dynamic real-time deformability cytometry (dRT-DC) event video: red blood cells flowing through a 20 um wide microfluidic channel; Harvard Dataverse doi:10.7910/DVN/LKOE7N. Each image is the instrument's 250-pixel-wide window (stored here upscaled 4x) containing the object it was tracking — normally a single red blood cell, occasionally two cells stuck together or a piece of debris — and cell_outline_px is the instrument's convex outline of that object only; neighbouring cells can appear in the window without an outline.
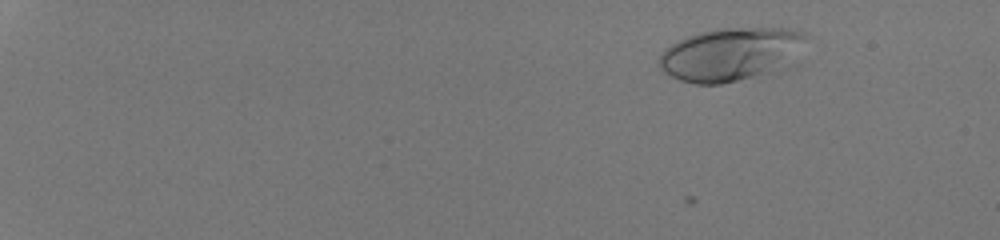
{"species": "human", "species_latin": "Homo sapiens", "temperature_condition": "room temperature", "stored_images_in_passage": 53, "camera_frame_rate_fps": 3000, "um_per_image_px": 0.085, "donor": {"sex": "male"}, "frame": {"image": 1, "passage_image": 8, "time_ms": 2.333, "image_size_px": [1000, 240], "cell_outline_px": [[808, 36], [804, 64], [796, 68], [720, 84], [696, 84], [680, 80], [668, 76], [656, 64], [660, 56], [676, 40], [700, 32], [720, 28], [784, 28], [808, 32]], "centroid_in_image_um": [62.36, 4.63], "position_along_channel_um": 22.6, "area_um2": 47.86}}
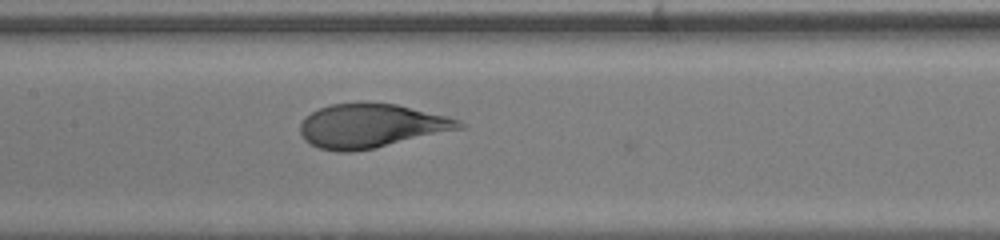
{"frame": {"image": 2, "passage_image": 31, "time_ms": 10.0, "image_size_px": [1000, 240], "cell_outline_px": [[464, 128], [376, 148], [352, 152], [336, 152], [320, 148], [304, 140], [300, 132], [300, 124], [304, 116], [328, 104], [364, 100], [396, 104], [460, 120], [464, 124]], "centroid_in_image_um": [31.5, 10.68], "position_along_channel_um": 175.9, "area_um2": 41.27}}
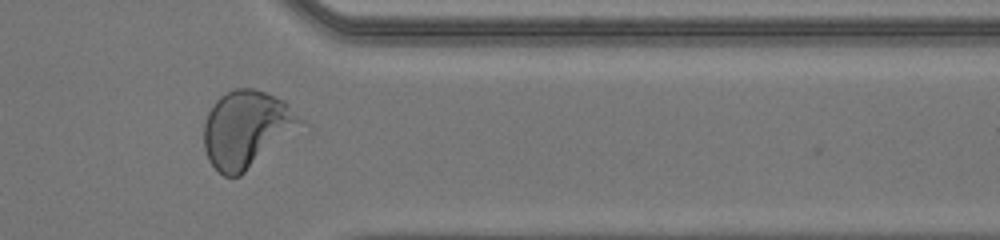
{"frame": {"image": 3, "passage_image": 46, "time_ms": 15.0, "image_size_px": [1000, 240], "cell_outline_px": [[308, 124], [240, 176], [224, 176], [208, 160], [204, 148], [204, 124], [208, 112], [216, 100], [220, 96], [236, 88], [252, 88], [264, 92], [284, 100]], "centroid_in_image_um": [21.01, 10.98], "position_along_channel_um": 390.4, "area_um2": 43.64}, "authors_computed_cell_mechanics": {"area_um2": 41.905, "velocity_mm_per_s": 4.3033, "shape_relaxation_time_tau1_ms": 3.2947, "shape_relaxation_time_tau2_ms": null, "deformation_change_tau1": 0.2014, "deformation_change_tau2": null}}